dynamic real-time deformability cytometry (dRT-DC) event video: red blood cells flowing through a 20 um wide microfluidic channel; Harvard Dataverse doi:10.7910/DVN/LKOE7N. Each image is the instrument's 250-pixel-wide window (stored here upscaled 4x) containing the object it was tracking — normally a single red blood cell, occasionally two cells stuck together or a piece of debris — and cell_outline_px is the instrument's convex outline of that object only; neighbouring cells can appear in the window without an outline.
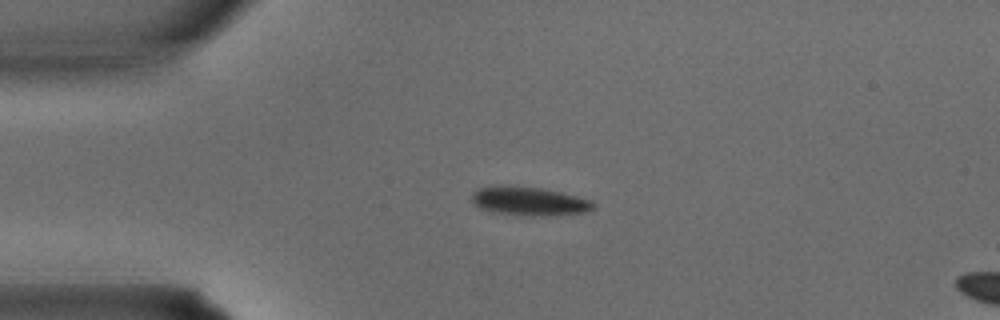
{"species": "common noctule bat (a hibernating species)", "species_latin": "Nyctalus noctula", "temperature_condition": "warm", "stored_images_in_passage": 31, "camera_frame_rate_fps": 3000, "um_per_image_px": 0.085, "animal": {"sex": "male", "body_mass_g": 15.6}, "frame": {"image": 1, "passage_image": 5, "time_ms": 1.333, "image_size_px": [1000, 320], "cell_outline_px": [[596, 208], [584, 212], [552, 216], [524, 216], [492, 212], [480, 208], [472, 204], [472, 192], [476, 188], [500, 184], [540, 188], [560, 192], [592, 200], [596, 204]], "centroid_in_image_um": [44.94, 17.1], "position_along_channel_um": 40.1, "area_um2": 20.87}}
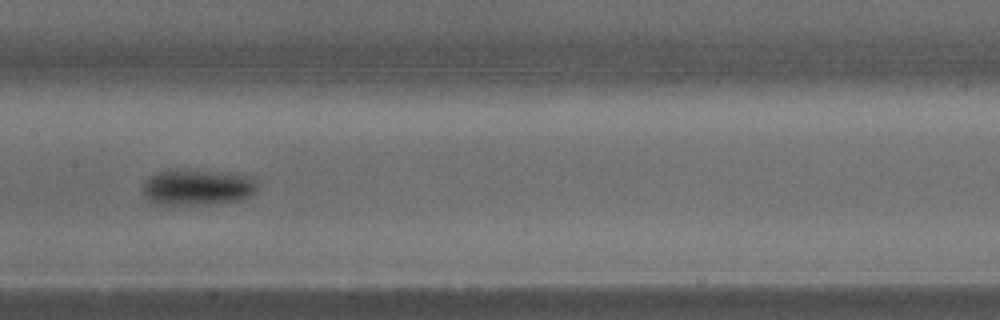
{"frame": {"image": 2, "passage_image": 14, "time_ms": 4.333, "image_size_px": [1000, 320], "cell_outline_px": [[256, 188], [248, 196], [240, 200], [208, 204], [156, 204], [148, 200], [144, 192], [144, 180], [148, 176], [156, 172], [208, 172], [248, 176], [256, 180]], "centroid_in_image_um": [16.74, 15.96], "position_along_channel_um": 190.7, "area_um2": 22.83}}
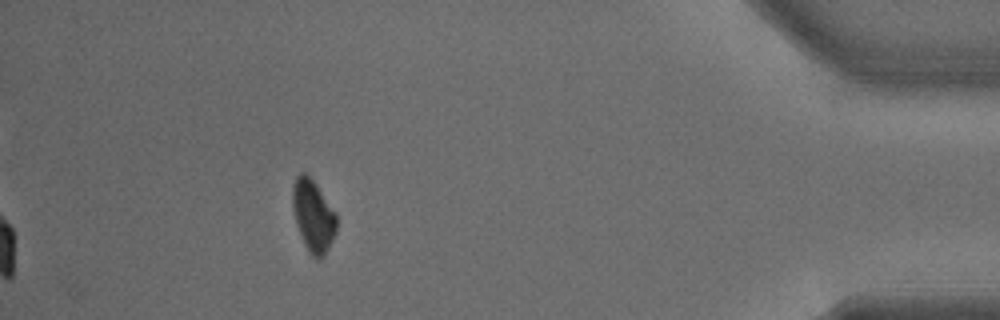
{"frame": {"image": 3, "passage_image": 28, "time_ms": 9.0, "image_size_px": [1000, 320], "cell_outline_px": [[336, 232], [324, 256], [320, 260], [312, 256], [308, 252], [304, 244], [296, 224], [292, 208], [292, 184], [296, 176], [300, 172], [304, 172], [316, 184], [336, 212]], "centroid_in_image_um": [26.6, 18.34], "position_along_channel_um": 408.6, "area_um2": 18.55}}